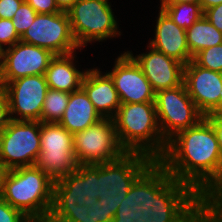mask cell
<instances>
[{"instance_id": "obj_17", "label": "cell", "mask_w": 222, "mask_h": 222, "mask_svg": "<svg viewBox=\"0 0 222 222\" xmlns=\"http://www.w3.org/2000/svg\"><path fill=\"white\" fill-rule=\"evenodd\" d=\"M149 52L134 57L131 51L127 53L135 60L150 82L153 91L175 88L183 83L184 64L166 56L151 46Z\"/></svg>"}, {"instance_id": "obj_10", "label": "cell", "mask_w": 222, "mask_h": 222, "mask_svg": "<svg viewBox=\"0 0 222 222\" xmlns=\"http://www.w3.org/2000/svg\"><path fill=\"white\" fill-rule=\"evenodd\" d=\"M74 155L78 164L115 161L126 151L121 146L113 119L102 118L84 131L73 134Z\"/></svg>"}, {"instance_id": "obj_44", "label": "cell", "mask_w": 222, "mask_h": 222, "mask_svg": "<svg viewBox=\"0 0 222 222\" xmlns=\"http://www.w3.org/2000/svg\"><path fill=\"white\" fill-rule=\"evenodd\" d=\"M221 87H222V84H221ZM220 94H221V113H222V89H221Z\"/></svg>"}, {"instance_id": "obj_43", "label": "cell", "mask_w": 222, "mask_h": 222, "mask_svg": "<svg viewBox=\"0 0 222 222\" xmlns=\"http://www.w3.org/2000/svg\"><path fill=\"white\" fill-rule=\"evenodd\" d=\"M111 222H134L133 220H112Z\"/></svg>"}, {"instance_id": "obj_8", "label": "cell", "mask_w": 222, "mask_h": 222, "mask_svg": "<svg viewBox=\"0 0 222 222\" xmlns=\"http://www.w3.org/2000/svg\"><path fill=\"white\" fill-rule=\"evenodd\" d=\"M40 148V121L10 119L0 134V164L7 170L35 165Z\"/></svg>"}, {"instance_id": "obj_32", "label": "cell", "mask_w": 222, "mask_h": 222, "mask_svg": "<svg viewBox=\"0 0 222 222\" xmlns=\"http://www.w3.org/2000/svg\"><path fill=\"white\" fill-rule=\"evenodd\" d=\"M88 214L86 216V222H111L113 219L112 213H107L101 203L98 200L89 201Z\"/></svg>"}, {"instance_id": "obj_1", "label": "cell", "mask_w": 222, "mask_h": 222, "mask_svg": "<svg viewBox=\"0 0 222 222\" xmlns=\"http://www.w3.org/2000/svg\"><path fill=\"white\" fill-rule=\"evenodd\" d=\"M158 161L173 178L190 185L203 198L222 180L219 143L205 118L172 137Z\"/></svg>"}, {"instance_id": "obj_24", "label": "cell", "mask_w": 222, "mask_h": 222, "mask_svg": "<svg viewBox=\"0 0 222 222\" xmlns=\"http://www.w3.org/2000/svg\"><path fill=\"white\" fill-rule=\"evenodd\" d=\"M160 7L184 30L190 28L204 13L199 3H161Z\"/></svg>"}, {"instance_id": "obj_23", "label": "cell", "mask_w": 222, "mask_h": 222, "mask_svg": "<svg viewBox=\"0 0 222 222\" xmlns=\"http://www.w3.org/2000/svg\"><path fill=\"white\" fill-rule=\"evenodd\" d=\"M143 173L131 186L128 195L122 200L112 220H133L134 222L143 216Z\"/></svg>"}, {"instance_id": "obj_3", "label": "cell", "mask_w": 222, "mask_h": 222, "mask_svg": "<svg viewBox=\"0 0 222 222\" xmlns=\"http://www.w3.org/2000/svg\"><path fill=\"white\" fill-rule=\"evenodd\" d=\"M118 140L126 152L159 160L167 142L159 128L155 102L121 104L113 118Z\"/></svg>"}, {"instance_id": "obj_37", "label": "cell", "mask_w": 222, "mask_h": 222, "mask_svg": "<svg viewBox=\"0 0 222 222\" xmlns=\"http://www.w3.org/2000/svg\"><path fill=\"white\" fill-rule=\"evenodd\" d=\"M204 118L212 125L216 133L222 156V113H211L204 116Z\"/></svg>"}, {"instance_id": "obj_26", "label": "cell", "mask_w": 222, "mask_h": 222, "mask_svg": "<svg viewBox=\"0 0 222 222\" xmlns=\"http://www.w3.org/2000/svg\"><path fill=\"white\" fill-rule=\"evenodd\" d=\"M88 204L53 205L47 222H86Z\"/></svg>"}, {"instance_id": "obj_25", "label": "cell", "mask_w": 222, "mask_h": 222, "mask_svg": "<svg viewBox=\"0 0 222 222\" xmlns=\"http://www.w3.org/2000/svg\"><path fill=\"white\" fill-rule=\"evenodd\" d=\"M69 99L70 93L49 88L43 102L40 122L59 123L64 115Z\"/></svg>"}, {"instance_id": "obj_7", "label": "cell", "mask_w": 222, "mask_h": 222, "mask_svg": "<svg viewBox=\"0 0 222 222\" xmlns=\"http://www.w3.org/2000/svg\"><path fill=\"white\" fill-rule=\"evenodd\" d=\"M41 148L35 165L54 182L74 172L73 134L59 123L40 122Z\"/></svg>"}, {"instance_id": "obj_27", "label": "cell", "mask_w": 222, "mask_h": 222, "mask_svg": "<svg viewBox=\"0 0 222 222\" xmlns=\"http://www.w3.org/2000/svg\"><path fill=\"white\" fill-rule=\"evenodd\" d=\"M193 61L202 68L222 73V44L201 50Z\"/></svg>"}, {"instance_id": "obj_30", "label": "cell", "mask_w": 222, "mask_h": 222, "mask_svg": "<svg viewBox=\"0 0 222 222\" xmlns=\"http://www.w3.org/2000/svg\"><path fill=\"white\" fill-rule=\"evenodd\" d=\"M18 41H20V36L16 32L12 20L0 18V48L3 50L11 47Z\"/></svg>"}, {"instance_id": "obj_31", "label": "cell", "mask_w": 222, "mask_h": 222, "mask_svg": "<svg viewBox=\"0 0 222 222\" xmlns=\"http://www.w3.org/2000/svg\"><path fill=\"white\" fill-rule=\"evenodd\" d=\"M0 222H32L20 210L0 198Z\"/></svg>"}, {"instance_id": "obj_39", "label": "cell", "mask_w": 222, "mask_h": 222, "mask_svg": "<svg viewBox=\"0 0 222 222\" xmlns=\"http://www.w3.org/2000/svg\"><path fill=\"white\" fill-rule=\"evenodd\" d=\"M200 7L204 12L206 9L222 4V0H200Z\"/></svg>"}, {"instance_id": "obj_12", "label": "cell", "mask_w": 222, "mask_h": 222, "mask_svg": "<svg viewBox=\"0 0 222 222\" xmlns=\"http://www.w3.org/2000/svg\"><path fill=\"white\" fill-rule=\"evenodd\" d=\"M2 88L7 95L10 119L40 121L43 102L49 89L44 75L21 77Z\"/></svg>"}, {"instance_id": "obj_2", "label": "cell", "mask_w": 222, "mask_h": 222, "mask_svg": "<svg viewBox=\"0 0 222 222\" xmlns=\"http://www.w3.org/2000/svg\"><path fill=\"white\" fill-rule=\"evenodd\" d=\"M142 213L135 222H209L204 198L155 160L143 172Z\"/></svg>"}, {"instance_id": "obj_21", "label": "cell", "mask_w": 222, "mask_h": 222, "mask_svg": "<svg viewBox=\"0 0 222 222\" xmlns=\"http://www.w3.org/2000/svg\"><path fill=\"white\" fill-rule=\"evenodd\" d=\"M74 58H76L74 53L55 55L50 61L44 74L50 89L71 93L81 88L86 70H78L73 61Z\"/></svg>"}, {"instance_id": "obj_18", "label": "cell", "mask_w": 222, "mask_h": 222, "mask_svg": "<svg viewBox=\"0 0 222 222\" xmlns=\"http://www.w3.org/2000/svg\"><path fill=\"white\" fill-rule=\"evenodd\" d=\"M155 27V38L149 46L187 65L193 58L187 45L186 30L172 21L169 15L161 8Z\"/></svg>"}, {"instance_id": "obj_38", "label": "cell", "mask_w": 222, "mask_h": 222, "mask_svg": "<svg viewBox=\"0 0 222 222\" xmlns=\"http://www.w3.org/2000/svg\"><path fill=\"white\" fill-rule=\"evenodd\" d=\"M78 0H55L56 5L61 11H67L72 7Z\"/></svg>"}, {"instance_id": "obj_40", "label": "cell", "mask_w": 222, "mask_h": 222, "mask_svg": "<svg viewBox=\"0 0 222 222\" xmlns=\"http://www.w3.org/2000/svg\"><path fill=\"white\" fill-rule=\"evenodd\" d=\"M8 170L0 164V198L3 193L4 179Z\"/></svg>"}, {"instance_id": "obj_4", "label": "cell", "mask_w": 222, "mask_h": 222, "mask_svg": "<svg viewBox=\"0 0 222 222\" xmlns=\"http://www.w3.org/2000/svg\"><path fill=\"white\" fill-rule=\"evenodd\" d=\"M54 181L36 165L8 170L1 198L32 222H47L53 206Z\"/></svg>"}, {"instance_id": "obj_35", "label": "cell", "mask_w": 222, "mask_h": 222, "mask_svg": "<svg viewBox=\"0 0 222 222\" xmlns=\"http://www.w3.org/2000/svg\"><path fill=\"white\" fill-rule=\"evenodd\" d=\"M10 121L7 95L0 87V134L7 127Z\"/></svg>"}, {"instance_id": "obj_28", "label": "cell", "mask_w": 222, "mask_h": 222, "mask_svg": "<svg viewBox=\"0 0 222 222\" xmlns=\"http://www.w3.org/2000/svg\"><path fill=\"white\" fill-rule=\"evenodd\" d=\"M37 14L38 13L26 1L20 5L19 9H17L12 17V23L20 37L34 22Z\"/></svg>"}, {"instance_id": "obj_16", "label": "cell", "mask_w": 222, "mask_h": 222, "mask_svg": "<svg viewBox=\"0 0 222 222\" xmlns=\"http://www.w3.org/2000/svg\"><path fill=\"white\" fill-rule=\"evenodd\" d=\"M98 198V164H79L74 172L54 182L53 205L82 206Z\"/></svg>"}, {"instance_id": "obj_29", "label": "cell", "mask_w": 222, "mask_h": 222, "mask_svg": "<svg viewBox=\"0 0 222 222\" xmlns=\"http://www.w3.org/2000/svg\"><path fill=\"white\" fill-rule=\"evenodd\" d=\"M204 210L209 222H211L222 211V180L204 198Z\"/></svg>"}, {"instance_id": "obj_19", "label": "cell", "mask_w": 222, "mask_h": 222, "mask_svg": "<svg viewBox=\"0 0 222 222\" xmlns=\"http://www.w3.org/2000/svg\"><path fill=\"white\" fill-rule=\"evenodd\" d=\"M81 88L102 118L115 117L121 103L113 79L107 72L103 75L100 69H87Z\"/></svg>"}, {"instance_id": "obj_6", "label": "cell", "mask_w": 222, "mask_h": 222, "mask_svg": "<svg viewBox=\"0 0 222 222\" xmlns=\"http://www.w3.org/2000/svg\"><path fill=\"white\" fill-rule=\"evenodd\" d=\"M66 12L80 48L92 41L100 42L121 35L108 0H78Z\"/></svg>"}, {"instance_id": "obj_5", "label": "cell", "mask_w": 222, "mask_h": 222, "mask_svg": "<svg viewBox=\"0 0 222 222\" xmlns=\"http://www.w3.org/2000/svg\"><path fill=\"white\" fill-rule=\"evenodd\" d=\"M155 160L138 152H126L115 161L98 164L97 199L107 213L115 216L117 208L137 178Z\"/></svg>"}, {"instance_id": "obj_20", "label": "cell", "mask_w": 222, "mask_h": 222, "mask_svg": "<svg viewBox=\"0 0 222 222\" xmlns=\"http://www.w3.org/2000/svg\"><path fill=\"white\" fill-rule=\"evenodd\" d=\"M101 119L85 91L80 88L70 93L69 102L59 124L74 134L84 131Z\"/></svg>"}, {"instance_id": "obj_36", "label": "cell", "mask_w": 222, "mask_h": 222, "mask_svg": "<svg viewBox=\"0 0 222 222\" xmlns=\"http://www.w3.org/2000/svg\"><path fill=\"white\" fill-rule=\"evenodd\" d=\"M203 15L222 32V4L206 9Z\"/></svg>"}, {"instance_id": "obj_33", "label": "cell", "mask_w": 222, "mask_h": 222, "mask_svg": "<svg viewBox=\"0 0 222 222\" xmlns=\"http://www.w3.org/2000/svg\"><path fill=\"white\" fill-rule=\"evenodd\" d=\"M38 14L61 12L55 0H25Z\"/></svg>"}, {"instance_id": "obj_15", "label": "cell", "mask_w": 222, "mask_h": 222, "mask_svg": "<svg viewBox=\"0 0 222 222\" xmlns=\"http://www.w3.org/2000/svg\"><path fill=\"white\" fill-rule=\"evenodd\" d=\"M113 79L121 104L155 102V92L135 60L124 52L116 58Z\"/></svg>"}, {"instance_id": "obj_22", "label": "cell", "mask_w": 222, "mask_h": 222, "mask_svg": "<svg viewBox=\"0 0 222 222\" xmlns=\"http://www.w3.org/2000/svg\"><path fill=\"white\" fill-rule=\"evenodd\" d=\"M186 39L193 58L203 49L222 44V32L202 15L190 28L186 29Z\"/></svg>"}, {"instance_id": "obj_42", "label": "cell", "mask_w": 222, "mask_h": 222, "mask_svg": "<svg viewBox=\"0 0 222 222\" xmlns=\"http://www.w3.org/2000/svg\"><path fill=\"white\" fill-rule=\"evenodd\" d=\"M211 222H222V211Z\"/></svg>"}, {"instance_id": "obj_41", "label": "cell", "mask_w": 222, "mask_h": 222, "mask_svg": "<svg viewBox=\"0 0 222 222\" xmlns=\"http://www.w3.org/2000/svg\"><path fill=\"white\" fill-rule=\"evenodd\" d=\"M200 0H160L161 3H199Z\"/></svg>"}, {"instance_id": "obj_45", "label": "cell", "mask_w": 222, "mask_h": 222, "mask_svg": "<svg viewBox=\"0 0 222 222\" xmlns=\"http://www.w3.org/2000/svg\"><path fill=\"white\" fill-rule=\"evenodd\" d=\"M2 53H3V50L0 48V63H1V59H2Z\"/></svg>"}, {"instance_id": "obj_13", "label": "cell", "mask_w": 222, "mask_h": 222, "mask_svg": "<svg viewBox=\"0 0 222 222\" xmlns=\"http://www.w3.org/2000/svg\"><path fill=\"white\" fill-rule=\"evenodd\" d=\"M54 57L51 51L22 41L3 49L0 87L21 77L44 75Z\"/></svg>"}, {"instance_id": "obj_9", "label": "cell", "mask_w": 222, "mask_h": 222, "mask_svg": "<svg viewBox=\"0 0 222 222\" xmlns=\"http://www.w3.org/2000/svg\"><path fill=\"white\" fill-rule=\"evenodd\" d=\"M157 119L163 139L168 142L178 132L196 126L204 115L188 95L184 82L155 93Z\"/></svg>"}, {"instance_id": "obj_11", "label": "cell", "mask_w": 222, "mask_h": 222, "mask_svg": "<svg viewBox=\"0 0 222 222\" xmlns=\"http://www.w3.org/2000/svg\"><path fill=\"white\" fill-rule=\"evenodd\" d=\"M20 41L51 51L54 55L75 53L78 46L66 11L37 14L34 22L20 37Z\"/></svg>"}, {"instance_id": "obj_34", "label": "cell", "mask_w": 222, "mask_h": 222, "mask_svg": "<svg viewBox=\"0 0 222 222\" xmlns=\"http://www.w3.org/2000/svg\"><path fill=\"white\" fill-rule=\"evenodd\" d=\"M25 0H0V18L10 19Z\"/></svg>"}, {"instance_id": "obj_14", "label": "cell", "mask_w": 222, "mask_h": 222, "mask_svg": "<svg viewBox=\"0 0 222 222\" xmlns=\"http://www.w3.org/2000/svg\"><path fill=\"white\" fill-rule=\"evenodd\" d=\"M188 95L204 115L221 113L222 73L198 66L193 60L184 65V79Z\"/></svg>"}]
</instances>
